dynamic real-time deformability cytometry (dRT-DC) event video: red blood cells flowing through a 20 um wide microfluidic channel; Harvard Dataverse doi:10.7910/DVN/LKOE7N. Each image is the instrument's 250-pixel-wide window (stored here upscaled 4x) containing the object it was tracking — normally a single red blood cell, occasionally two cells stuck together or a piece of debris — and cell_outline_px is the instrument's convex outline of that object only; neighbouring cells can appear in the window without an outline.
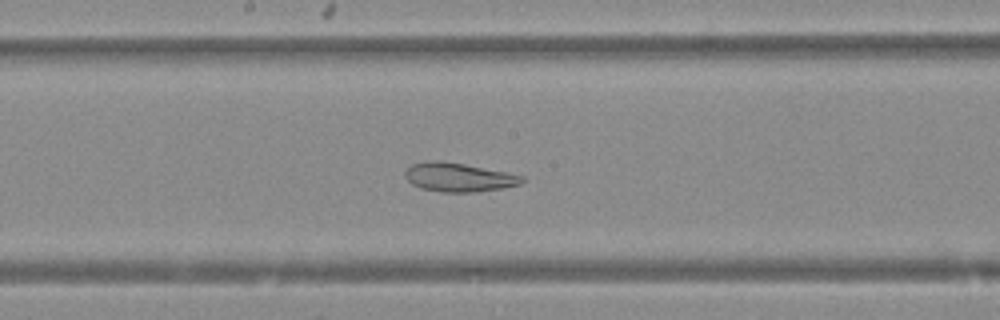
{"species": "Egyptian fruit bat (a non-hibernating species)", "species_latin": "Rousettus aegyptiacus", "temperature_condition": "warm", "stored_images_in_passage": 50, "camera_frame_rate_fps": 3000, "um_per_image_px": 0.085, "animal": {"sex": "female"}, "frame": {"image": 1, "passage_image": 27, "time_ms": 8.667, "image_size_px": [1000, 320], "cell_outline_px": [[524, 180], [520, 184], [504, 188], [476, 192], [440, 192], [420, 188], [412, 184], [404, 176], [404, 172], [412, 164], [436, 160], [464, 164], [524, 176]], "centroid_in_image_um": [38.97, 15.08], "position_along_channel_um": 209.2, "area_um2": 19.48}}
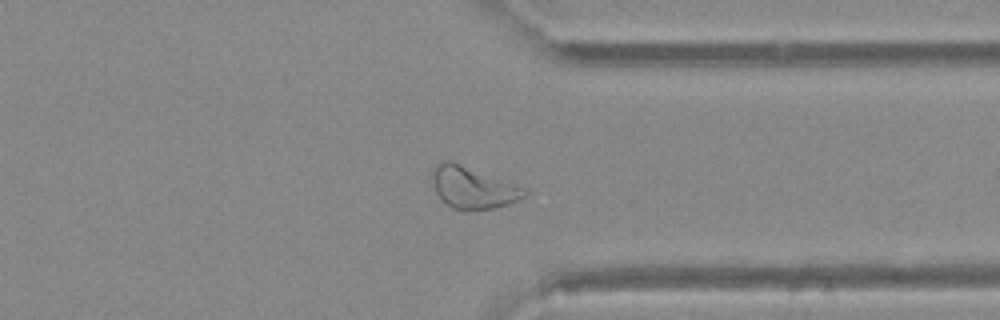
{"frame": {"image": 2, "passage_image": 39, "time_ms": 12.667, "image_size_px": [1000, 320], "cell_outline_px": [[528, 192], [524, 196], [508, 204], [496, 208], [464, 212], [452, 208], [436, 192], [432, 180], [432, 168], [436, 164], [444, 160], [452, 160], [516, 184], [524, 188]], "centroid_in_image_um": [40.17, 15.94], "position_along_channel_um": 371.2, "area_um2": 22.66}}
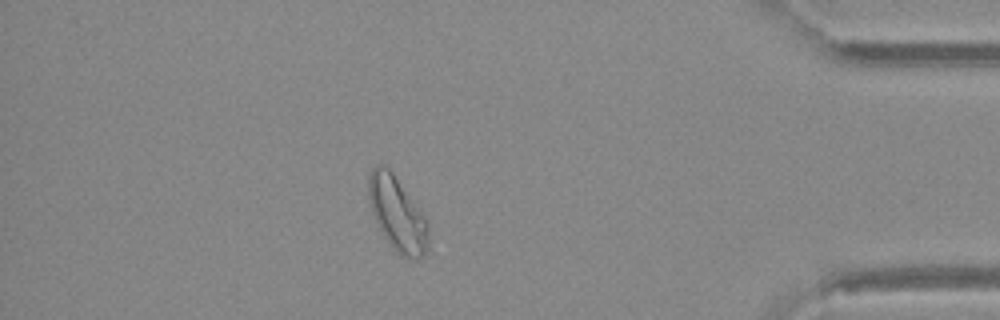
{"frame": {"image": 3, "passage_image": 44, "time_ms": 14.333, "image_size_px": [1000, 320], "cell_outline_px": [[428, 248], [416, 260], [400, 256], [392, 248], [384, 236], [372, 212], [368, 196], [368, 176], [372, 168], [376, 164], [384, 164], [392, 172], [428, 220]], "centroid_in_image_um": [33.76, 18.17], "position_along_channel_um": 401.4, "area_um2": 25.78}}